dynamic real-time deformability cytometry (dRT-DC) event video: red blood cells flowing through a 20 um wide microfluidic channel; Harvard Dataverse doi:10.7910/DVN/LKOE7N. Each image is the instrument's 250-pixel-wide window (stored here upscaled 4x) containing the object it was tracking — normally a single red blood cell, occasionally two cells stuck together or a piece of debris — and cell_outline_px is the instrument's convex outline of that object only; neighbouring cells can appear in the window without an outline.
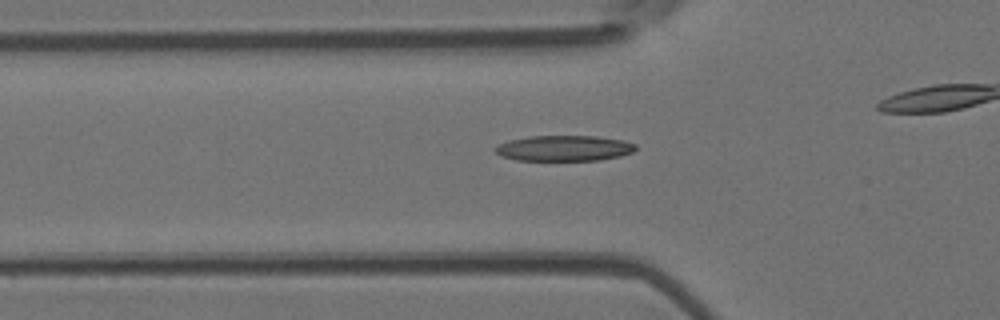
{"species": "Egyptian fruit bat (a non-hibernating species)", "species_latin": "Rousettus aegyptiacus", "temperature_condition": "room temperature", "stored_images_in_passage": 35, "camera_frame_rate_fps": 3000, "um_per_image_px": 0.085, "animal": {"sex": "female"}, "frame": {"image": 1, "passage_image": 11, "time_ms": 3.333, "image_size_px": [1000, 320], "cell_outline_px": [[636, 148], [632, 152], [620, 156], [600, 160], [516, 160], [500, 156], [492, 148], [508, 140], [528, 136], [596, 136], [624, 140], [636, 144]], "centroid_in_image_um": [47.93, 12.59], "position_along_channel_um": 77.9, "area_um2": 21.04}}
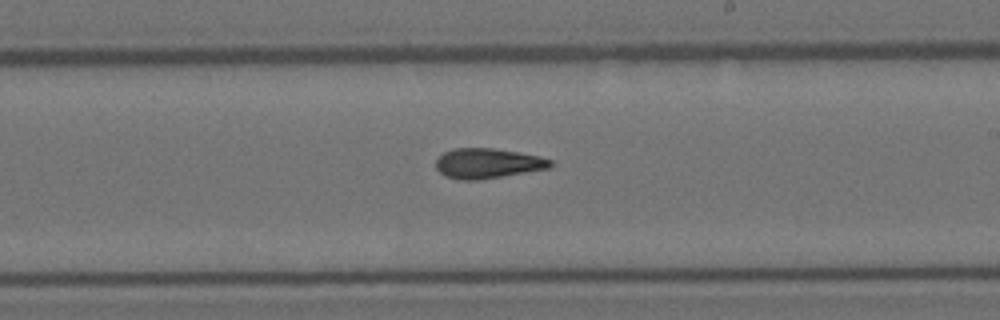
{"frame": {"image": 2, "passage_image": 24, "time_ms": 7.667, "image_size_px": [1000, 320], "cell_outline_px": [[552, 164], [548, 168], [480, 180], [460, 180], [444, 176], [436, 168], [436, 160], [444, 152], [452, 148], [492, 148], [540, 156], [552, 160]], "centroid_in_image_um": [41.41, 13.89], "position_along_channel_um": 247.6, "area_um2": 19.94}}
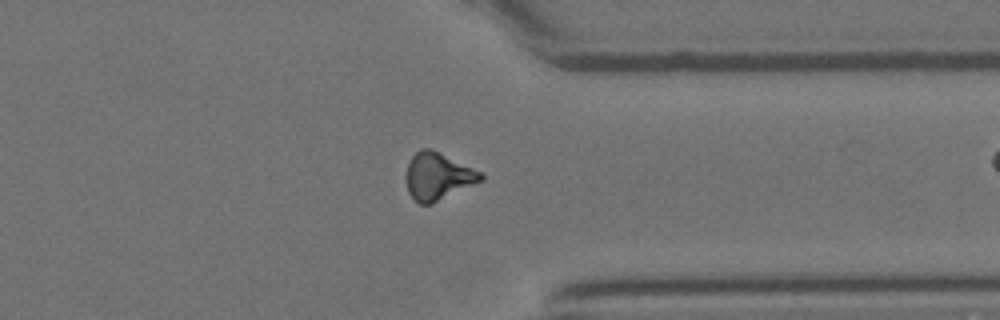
{"frame": {"image": 3, "passage_image": 34, "time_ms": 11.0, "image_size_px": [1000, 320], "cell_outline_px": [[484, 180], [432, 204], [420, 204], [408, 192], [408, 164], [412, 156], [420, 148], [428, 148], [484, 172]], "centroid_in_image_um": [37.28, 14.99], "position_along_channel_um": 374.1, "area_um2": 20.29}}